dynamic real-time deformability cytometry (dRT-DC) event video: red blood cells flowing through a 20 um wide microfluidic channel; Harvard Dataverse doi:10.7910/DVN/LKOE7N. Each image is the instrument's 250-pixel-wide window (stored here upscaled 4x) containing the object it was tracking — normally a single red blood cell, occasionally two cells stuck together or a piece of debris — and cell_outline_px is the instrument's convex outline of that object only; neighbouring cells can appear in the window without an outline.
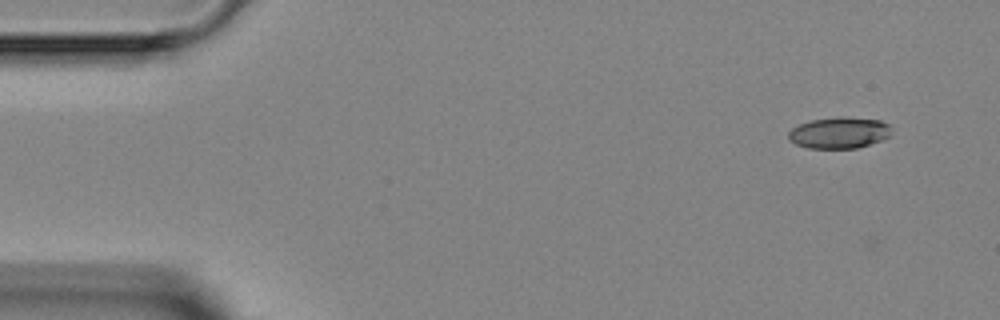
{"species": "Egyptian fruit bat (a non-hibernating species)", "species_latin": "Rousettus aegyptiacus", "temperature_condition": "room temperature", "stored_images_in_passage": 5, "camera_frame_rate_fps": 3000, "um_per_image_px": 0.085, "animal": {"sex": "female"}, "frame": {"image": 1, "passage_image": 1, "time_ms": 0.0, "image_size_px": [1000, 320], "cell_outline_px": [[892, 136], [856, 148], [808, 148], [796, 144], [788, 140], [788, 132], [792, 128], [800, 124], [812, 120], [836, 116], [840, 116], [880, 120], [888, 124], [892, 128]], "centroid_in_image_um": [71.34, 11.27], "position_along_channel_um": 13.7, "area_um2": 18.9}}
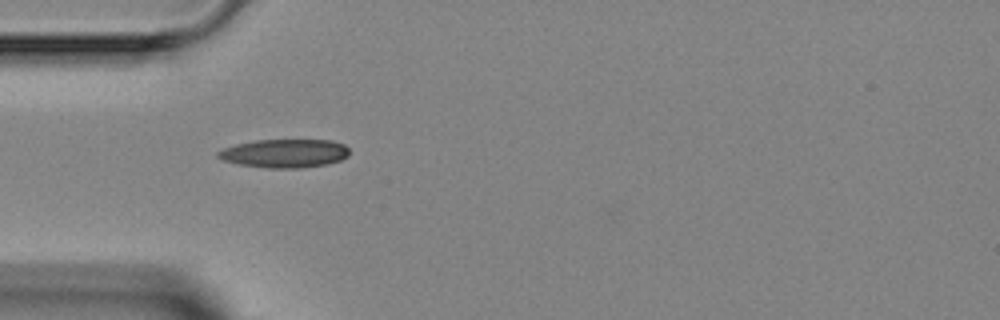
{"frame": {"image": 2, "passage_image": 4, "time_ms": 3.667, "image_size_px": [1000, 320], "cell_outline_px": [[348, 156], [340, 160], [328, 164], [300, 168], [268, 168], [236, 164], [224, 160], [216, 156], [216, 152], [224, 148], [236, 144], [256, 140], [332, 140], [344, 144], [348, 148]], "centroid_in_image_um": [24.18, 13.04], "position_along_channel_um": 60.8, "area_um2": 21.91}}
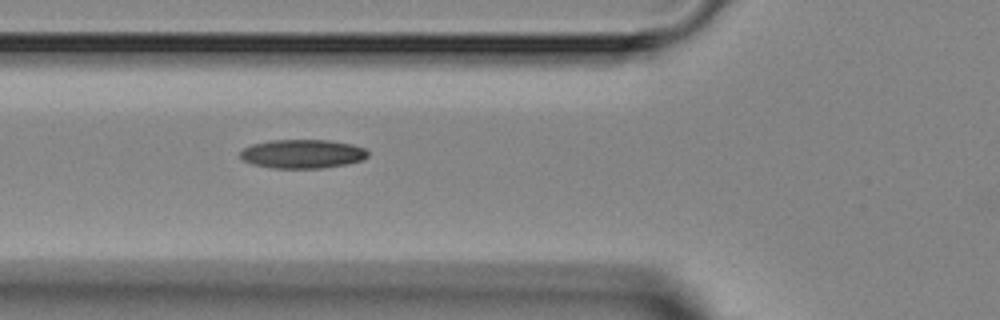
{"frame": {"image": 3, "passage_image": 5, "time_ms": 4.667, "image_size_px": [1000, 320], "cell_outline_px": [[368, 156], [364, 160], [348, 164], [324, 168], [272, 168], [252, 164], [244, 160], [240, 156], [240, 152], [244, 148], [252, 144], [268, 140], [328, 140], [352, 144], [364, 148], [368, 152]], "centroid_in_image_um": [25.73, 13.08], "position_along_channel_um": 100.1, "area_um2": 21.62}}